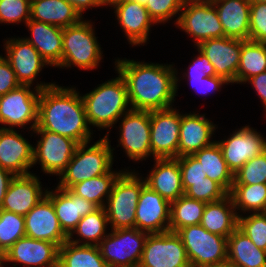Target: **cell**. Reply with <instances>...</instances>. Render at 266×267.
<instances>
[{
    "mask_svg": "<svg viewBox=\"0 0 266 267\" xmlns=\"http://www.w3.org/2000/svg\"><path fill=\"white\" fill-rule=\"evenodd\" d=\"M8 263V264H7ZM7 265H11L4 257L0 260V267H7Z\"/></svg>",
    "mask_w": 266,
    "mask_h": 267,
    "instance_id": "obj_55",
    "label": "cell"
},
{
    "mask_svg": "<svg viewBox=\"0 0 266 267\" xmlns=\"http://www.w3.org/2000/svg\"><path fill=\"white\" fill-rule=\"evenodd\" d=\"M193 156L201 164L206 176L219 183L230 193L233 186L234 174L224 160L218 143L215 141L213 144L195 152Z\"/></svg>",
    "mask_w": 266,
    "mask_h": 267,
    "instance_id": "obj_32",
    "label": "cell"
},
{
    "mask_svg": "<svg viewBox=\"0 0 266 267\" xmlns=\"http://www.w3.org/2000/svg\"><path fill=\"white\" fill-rule=\"evenodd\" d=\"M200 225L211 233L228 238L238 227V215L231 195L206 203Z\"/></svg>",
    "mask_w": 266,
    "mask_h": 267,
    "instance_id": "obj_30",
    "label": "cell"
},
{
    "mask_svg": "<svg viewBox=\"0 0 266 267\" xmlns=\"http://www.w3.org/2000/svg\"><path fill=\"white\" fill-rule=\"evenodd\" d=\"M31 133H36L40 138L34 144L33 167L39 163L43 173L60 176L73 157L79 143L43 129H34Z\"/></svg>",
    "mask_w": 266,
    "mask_h": 267,
    "instance_id": "obj_11",
    "label": "cell"
},
{
    "mask_svg": "<svg viewBox=\"0 0 266 267\" xmlns=\"http://www.w3.org/2000/svg\"><path fill=\"white\" fill-rule=\"evenodd\" d=\"M115 18L127 41L132 46H144L149 41L150 29L157 25L146 7L131 0H124L114 7ZM146 43V44H145Z\"/></svg>",
    "mask_w": 266,
    "mask_h": 267,
    "instance_id": "obj_24",
    "label": "cell"
},
{
    "mask_svg": "<svg viewBox=\"0 0 266 267\" xmlns=\"http://www.w3.org/2000/svg\"><path fill=\"white\" fill-rule=\"evenodd\" d=\"M14 176L15 175L9 170L0 167V206L3 203L8 186Z\"/></svg>",
    "mask_w": 266,
    "mask_h": 267,
    "instance_id": "obj_51",
    "label": "cell"
},
{
    "mask_svg": "<svg viewBox=\"0 0 266 267\" xmlns=\"http://www.w3.org/2000/svg\"><path fill=\"white\" fill-rule=\"evenodd\" d=\"M148 234L135 227L111 230L98 245L106 265L139 266Z\"/></svg>",
    "mask_w": 266,
    "mask_h": 267,
    "instance_id": "obj_8",
    "label": "cell"
},
{
    "mask_svg": "<svg viewBox=\"0 0 266 267\" xmlns=\"http://www.w3.org/2000/svg\"><path fill=\"white\" fill-rule=\"evenodd\" d=\"M229 194L238 216L246 212L248 214L264 213L266 209V183L233 184Z\"/></svg>",
    "mask_w": 266,
    "mask_h": 267,
    "instance_id": "obj_37",
    "label": "cell"
},
{
    "mask_svg": "<svg viewBox=\"0 0 266 267\" xmlns=\"http://www.w3.org/2000/svg\"><path fill=\"white\" fill-rule=\"evenodd\" d=\"M116 73L118 77L102 82L89 93L81 95L89 125L107 130L105 137H109L111 128L132 109L125 79L119 72Z\"/></svg>",
    "mask_w": 266,
    "mask_h": 267,
    "instance_id": "obj_3",
    "label": "cell"
},
{
    "mask_svg": "<svg viewBox=\"0 0 266 267\" xmlns=\"http://www.w3.org/2000/svg\"><path fill=\"white\" fill-rule=\"evenodd\" d=\"M31 0H0L1 24H26L30 20Z\"/></svg>",
    "mask_w": 266,
    "mask_h": 267,
    "instance_id": "obj_42",
    "label": "cell"
},
{
    "mask_svg": "<svg viewBox=\"0 0 266 267\" xmlns=\"http://www.w3.org/2000/svg\"><path fill=\"white\" fill-rule=\"evenodd\" d=\"M153 160V168L143 177L146 185L170 203L184 195L179 161L176 158Z\"/></svg>",
    "mask_w": 266,
    "mask_h": 267,
    "instance_id": "obj_26",
    "label": "cell"
},
{
    "mask_svg": "<svg viewBox=\"0 0 266 267\" xmlns=\"http://www.w3.org/2000/svg\"><path fill=\"white\" fill-rule=\"evenodd\" d=\"M177 107L150 111L151 157H178L181 112Z\"/></svg>",
    "mask_w": 266,
    "mask_h": 267,
    "instance_id": "obj_14",
    "label": "cell"
},
{
    "mask_svg": "<svg viewBox=\"0 0 266 267\" xmlns=\"http://www.w3.org/2000/svg\"><path fill=\"white\" fill-rule=\"evenodd\" d=\"M203 267H232V265L229 263L228 260H225V261L220 262V263H214V264L206 265Z\"/></svg>",
    "mask_w": 266,
    "mask_h": 267,
    "instance_id": "obj_54",
    "label": "cell"
},
{
    "mask_svg": "<svg viewBox=\"0 0 266 267\" xmlns=\"http://www.w3.org/2000/svg\"><path fill=\"white\" fill-rule=\"evenodd\" d=\"M122 1H124V0H98V2H99V6L100 7H104V6H110V7H114L116 4H118V3H121Z\"/></svg>",
    "mask_w": 266,
    "mask_h": 267,
    "instance_id": "obj_53",
    "label": "cell"
},
{
    "mask_svg": "<svg viewBox=\"0 0 266 267\" xmlns=\"http://www.w3.org/2000/svg\"><path fill=\"white\" fill-rule=\"evenodd\" d=\"M131 1H133V2H137V3H139L140 5L145 6L148 0H131Z\"/></svg>",
    "mask_w": 266,
    "mask_h": 267,
    "instance_id": "obj_56",
    "label": "cell"
},
{
    "mask_svg": "<svg viewBox=\"0 0 266 267\" xmlns=\"http://www.w3.org/2000/svg\"><path fill=\"white\" fill-rule=\"evenodd\" d=\"M20 85L9 61L0 54V96L18 88Z\"/></svg>",
    "mask_w": 266,
    "mask_h": 267,
    "instance_id": "obj_49",
    "label": "cell"
},
{
    "mask_svg": "<svg viewBox=\"0 0 266 267\" xmlns=\"http://www.w3.org/2000/svg\"><path fill=\"white\" fill-rule=\"evenodd\" d=\"M224 36L249 40L251 0H214Z\"/></svg>",
    "mask_w": 266,
    "mask_h": 267,
    "instance_id": "obj_28",
    "label": "cell"
},
{
    "mask_svg": "<svg viewBox=\"0 0 266 267\" xmlns=\"http://www.w3.org/2000/svg\"><path fill=\"white\" fill-rule=\"evenodd\" d=\"M26 236L24 216L0 209V252L3 254Z\"/></svg>",
    "mask_w": 266,
    "mask_h": 267,
    "instance_id": "obj_39",
    "label": "cell"
},
{
    "mask_svg": "<svg viewBox=\"0 0 266 267\" xmlns=\"http://www.w3.org/2000/svg\"><path fill=\"white\" fill-rule=\"evenodd\" d=\"M197 48L212 63L217 76L230 84H237L241 40L228 37L212 38L201 42Z\"/></svg>",
    "mask_w": 266,
    "mask_h": 267,
    "instance_id": "obj_18",
    "label": "cell"
},
{
    "mask_svg": "<svg viewBox=\"0 0 266 267\" xmlns=\"http://www.w3.org/2000/svg\"><path fill=\"white\" fill-rule=\"evenodd\" d=\"M25 27L30 31V37L25 39L37 49L51 67L57 68L62 60L63 28L33 19H30Z\"/></svg>",
    "mask_w": 266,
    "mask_h": 267,
    "instance_id": "obj_27",
    "label": "cell"
},
{
    "mask_svg": "<svg viewBox=\"0 0 266 267\" xmlns=\"http://www.w3.org/2000/svg\"><path fill=\"white\" fill-rule=\"evenodd\" d=\"M176 159L179 161L184 191L190 187V182L205 181L206 173L193 155H185Z\"/></svg>",
    "mask_w": 266,
    "mask_h": 267,
    "instance_id": "obj_47",
    "label": "cell"
},
{
    "mask_svg": "<svg viewBox=\"0 0 266 267\" xmlns=\"http://www.w3.org/2000/svg\"><path fill=\"white\" fill-rule=\"evenodd\" d=\"M26 236L55 243L60 247L68 241L62 230L52 201L45 195L25 216Z\"/></svg>",
    "mask_w": 266,
    "mask_h": 267,
    "instance_id": "obj_20",
    "label": "cell"
},
{
    "mask_svg": "<svg viewBox=\"0 0 266 267\" xmlns=\"http://www.w3.org/2000/svg\"><path fill=\"white\" fill-rule=\"evenodd\" d=\"M205 116L206 114H199L196 111L185 114L181 111L178 157L193 155L215 142L212 137L216 134L214 132L218 125Z\"/></svg>",
    "mask_w": 266,
    "mask_h": 267,
    "instance_id": "obj_23",
    "label": "cell"
},
{
    "mask_svg": "<svg viewBox=\"0 0 266 267\" xmlns=\"http://www.w3.org/2000/svg\"><path fill=\"white\" fill-rule=\"evenodd\" d=\"M110 137L103 136L94 144H79L65 170L58 177L57 187L70 189L76 183L104 175L113 169L114 151Z\"/></svg>",
    "mask_w": 266,
    "mask_h": 267,
    "instance_id": "obj_4",
    "label": "cell"
},
{
    "mask_svg": "<svg viewBox=\"0 0 266 267\" xmlns=\"http://www.w3.org/2000/svg\"><path fill=\"white\" fill-rule=\"evenodd\" d=\"M205 206V202L189 198L185 194L172 201L169 231L177 232L181 228L200 224Z\"/></svg>",
    "mask_w": 266,
    "mask_h": 267,
    "instance_id": "obj_38",
    "label": "cell"
},
{
    "mask_svg": "<svg viewBox=\"0 0 266 267\" xmlns=\"http://www.w3.org/2000/svg\"><path fill=\"white\" fill-rule=\"evenodd\" d=\"M170 204L145 184L136 207L135 228L149 234L169 231Z\"/></svg>",
    "mask_w": 266,
    "mask_h": 267,
    "instance_id": "obj_17",
    "label": "cell"
},
{
    "mask_svg": "<svg viewBox=\"0 0 266 267\" xmlns=\"http://www.w3.org/2000/svg\"><path fill=\"white\" fill-rule=\"evenodd\" d=\"M46 196L52 201L62 230L68 236L82 217L99 208L93 202L74 194L70 189H60L59 187L53 188V190L47 189Z\"/></svg>",
    "mask_w": 266,
    "mask_h": 267,
    "instance_id": "obj_25",
    "label": "cell"
},
{
    "mask_svg": "<svg viewBox=\"0 0 266 267\" xmlns=\"http://www.w3.org/2000/svg\"><path fill=\"white\" fill-rule=\"evenodd\" d=\"M266 72V43L241 40L237 84H246L251 78Z\"/></svg>",
    "mask_w": 266,
    "mask_h": 267,
    "instance_id": "obj_35",
    "label": "cell"
},
{
    "mask_svg": "<svg viewBox=\"0 0 266 267\" xmlns=\"http://www.w3.org/2000/svg\"><path fill=\"white\" fill-rule=\"evenodd\" d=\"M108 225L105 209L99 207L94 212L81 218L76 228L68 236V241L79 245L98 246L102 239L108 235ZM74 234H76V238Z\"/></svg>",
    "mask_w": 266,
    "mask_h": 267,
    "instance_id": "obj_33",
    "label": "cell"
},
{
    "mask_svg": "<svg viewBox=\"0 0 266 267\" xmlns=\"http://www.w3.org/2000/svg\"><path fill=\"white\" fill-rule=\"evenodd\" d=\"M227 260L232 267H266V251L237 227L227 238Z\"/></svg>",
    "mask_w": 266,
    "mask_h": 267,
    "instance_id": "obj_31",
    "label": "cell"
},
{
    "mask_svg": "<svg viewBox=\"0 0 266 267\" xmlns=\"http://www.w3.org/2000/svg\"><path fill=\"white\" fill-rule=\"evenodd\" d=\"M39 178L34 172L14 176L0 209L25 216L46 195L47 189Z\"/></svg>",
    "mask_w": 266,
    "mask_h": 267,
    "instance_id": "obj_22",
    "label": "cell"
},
{
    "mask_svg": "<svg viewBox=\"0 0 266 267\" xmlns=\"http://www.w3.org/2000/svg\"><path fill=\"white\" fill-rule=\"evenodd\" d=\"M266 183V151L246 162L235 174L233 184Z\"/></svg>",
    "mask_w": 266,
    "mask_h": 267,
    "instance_id": "obj_41",
    "label": "cell"
},
{
    "mask_svg": "<svg viewBox=\"0 0 266 267\" xmlns=\"http://www.w3.org/2000/svg\"><path fill=\"white\" fill-rule=\"evenodd\" d=\"M198 55L195 56L192 63H190L189 67H187L186 71L182 74L183 76H179L178 70L176 68V89L178 93L179 83L182 80H197L203 79L205 77L217 76L214 70L212 63L207 59L204 53H202L198 48ZM179 82V83H178Z\"/></svg>",
    "mask_w": 266,
    "mask_h": 267,
    "instance_id": "obj_45",
    "label": "cell"
},
{
    "mask_svg": "<svg viewBox=\"0 0 266 267\" xmlns=\"http://www.w3.org/2000/svg\"><path fill=\"white\" fill-rule=\"evenodd\" d=\"M4 257V254L0 252V260Z\"/></svg>",
    "mask_w": 266,
    "mask_h": 267,
    "instance_id": "obj_58",
    "label": "cell"
},
{
    "mask_svg": "<svg viewBox=\"0 0 266 267\" xmlns=\"http://www.w3.org/2000/svg\"><path fill=\"white\" fill-rule=\"evenodd\" d=\"M238 228L244 232L257 248L266 251V214L250 213L238 216Z\"/></svg>",
    "mask_w": 266,
    "mask_h": 267,
    "instance_id": "obj_40",
    "label": "cell"
},
{
    "mask_svg": "<svg viewBox=\"0 0 266 267\" xmlns=\"http://www.w3.org/2000/svg\"><path fill=\"white\" fill-rule=\"evenodd\" d=\"M190 266L203 267L227 260V237L214 234L200 224L179 229Z\"/></svg>",
    "mask_w": 266,
    "mask_h": 267,
    "instance_id": "obj_9",
    "label": "cell"
},
{
    "mask_svg": "<svg viewBox=\"0 0 266 267\" xmlns=\"http://www.w3.org/2000/svg\"><path fill=\"white\" fill-rule=\"evenodd\" d=\"M83 18L67 0H31L30 19L35 21L66 28Z\"/></svg>",
    "mask_w": 266,
    "mask_h": 267,
    "instance_id": "obj_29",
    "label": "cell"
},
{
    "mask_svg": "<svg viewBox=\"0 0 266 267\" xmlns=\"http://www.w3.org/2000/svg\"><path fill=\"white\" fill-rule=\"evenodd\" d=\"M3 45L6 53L4 57L9 61L21 85L33 86L42 69L50 66L24 37L7 38Z\"/></svg>",
    "mask_w": 266,
    "mask_h": 267,
    "instance_id": "obj_16",
    "label": "cell"
},
{
    "mask_svg": "<svg viewBox=\"0 0 266 267\" xmlns=\"http://www.w3.org/2000/svg\"><path fill=\"white\" fill-rule=\"evenodd\" d=\"M249 40L266 43V2L250 3Z\"/></svg>",
    "mask_w": 266,
    "mask_h": 267,
    "instance_id": "obj_46",
    "label": "cell"
},
{
    "mask_svg": "<svg viewBox=\"0 0 266 267\" xmlns=\"http://www.w3.org/2000/svg\"><path fill=\"white\" fill-rule=\"evenodd\" d=\"M58 250L55 243L24 236L4 253V258L13 267H58Z\"/></svg>",
    "mask_w": 266,
    "mask_h": 267,
    "instance_id": "obj_19",
    "label": "cell"
},
{
    "mask_svg": "<svg viewBox=\"0 0 266 267\" xmlns=\"http://www.w3.org/2000/svg\"><path fill=\"white\" fill-rule=\"evenodd\" d=\"M35 129H43L77 141L93 140L80 91L73 86L51 87L40 90L38 122Z\"/></svg>",
    "mask_w": 266,
    "mask_h": 267,
    "instance_id": "obj_2",
    "label": "cell"
},
{
    "mask_svg": "<svg viewBox=\"0 0 266 267\" xmlns=\"http://www.w3.org/2000/svg\"><path fill=\"white\" fill-rule=\"evenodd\" d=\"M18 131L0 128V167L15 176L31 174L33 168L34 145Z\"/></svg>",
    "mask_w": 266,
    "mask_h": 267,
    "instance_id": "obj_21",
    "label": "cell"
},
{
    "mask_svg": "<svg viewBox=\"0 0 266 267\" xmlns=\"http://www.w3.org/2000/svg\"><path fill=\"white\" fill-rule=\"evenodd\" d=\"M186 1L213 2L214 0H186Z\"/></svg>",
    "mask_w": 266,
    "mask_h": 267,
    "instance_id": "obj_57",
    "label": "cell"
},
{
    "mask_svg": "<svg viewBox=\"0 0 266 267\" xmlns=\"http://www.w3.org/2000/svg\"><path fill=\"white\" fill-rule=\"evenodd\" d=\"M78 12L83 16V13L86 12L87 9L91 8H99L98 0H67Z\"/></svg>",
    "mask_w": 266,
    "mask_h": 267,
    "instance_id": "obj_52",
    "label": "cell"
},
{
    "mask_svg": "<svg viewBox=\"0 0 266 267\" xmlns=\"http://www.w3.org/2000/svg\"><path fill=\"white\" fill-rule=\"evenodd\" d=\"M56 84L41 82L33 86L20 85L5 95L0 96V128L24 129L29 125V131H33L38 122V102L40 90ZM9 126V127H8Z\"/></svg>",
    "mask_w": 266,
    "mask_h": 267,
    "instance_id": "obj_7",
    "label": "cell"
},
{
    "mask_svg": "<svg viewBox=\"0 0 266 267\" xmlns=\"http://www.w3.org/2000/svg\"><path fill=\"white\" fill-rule=\"evenodd\" d=\"M119 122V139L129 160L146 161L151 157L150 111L133 110L126 112Z\"/></svg>",
    "mask_w": 266,
    "mask_h": 267,
    "instance_id": "obj_12",
    "label": "cell"
},
{
    "mask_svg": "<svg viewBox=\"0 0 266 267\" xmlns=\"http://www.w3.org/2000/svg\"><path fill=\"white\" fill-rule=\"evenodd\" d=\"M58 267H108L98 246L64 242L58 250Z\"/></svg>",
    "mask_w": 266,
    "mask_h": 267,
    "instance_id": "obj_34",
    "label": "cell"
},
{
    "mask_svg": "<svg viewBox=\"0 0 266 267\" xmlns=\"http://www.w3.org/2000/svg\"><path fill=\"white\" fill-rule=\"evenodd\" d=\"M139 175L128 167L115 181L104 206L111 230L135 227L139 195L146 184L143 176Z\"/></svg>",
    "mask_w": 266,
    "mask_h": 267,
    "instance_id": "obj_6",
    "label": "cell"
},
{
    "mask_svg": "<svg viewBox=\"0 0 266 267\" xmlns=\"http://www.w3.org/2000/svg\"><path fill=\"white\" fill-rule=\"evenodd\" d=\"M251 1H262V2H266V0H251Z\"/></svg>",
    "mask_w": 266,
    "mask_h": 267,
    "instance_id": "obj_59",
    "label": "cell"
},
{
    "mask_svg": "<svg viewBox=\"0 0 266 267\" xmlns=\"http://www.w3.org/2000/svg\"><path fill=\"white\" fill-rule=\"evenodd\" d=\"M84 19L63 28L62 60L58 68L78 67L88 71L97 69L102 62L103 51L96 37L94 22Z\"/></svg>",
    "mask_w": 266,
    "mask_h": 267,
    "instance_id": "obj_5",
    "label": "cell"
},
{
    "mask_svg": "<svg viewBox=\"0 0 266 267\" xmlns=\"http://www.w3.org/2000/svg\"><path fill=\"white\" fill-rule=\"evenodd\" d=\"M185 0H148L145 7L150 17L158 24H165L177 17L174 24L177 23L179 13ZM178 14V15H177Z\"/></svg>",
    "mask_w": 266,
    "mask_h": 267,
    "instance_id": "obj_44",
    "label": "cell"
},
{
    "mask_svg": "<svg viewBox=\"0 0 266 267\" xmlns=\"http://www.w3.org/2000/svg\"><path fill=\"white\" fill-rule=\"evenodd\" d=\"M182 239L176 232L148 234L139 267H189Z\"/></svg>",
    "mask_w": 266,
    "mask_h": 267,
    "instance_id": "obj_13",
    "label": "cell"
},
{
    "mask_svg": "<svg viewBox=\"0 0 266 267\" xmlns=\"http://www.w3.org/2000/svg\"><path fill=\"white\" fill-rule=\"evenodd\" d=\"M246 83L251 84L255 93H257L260 98V102H262L261 105L265 108L264 111L266 112V72L251 77Z\"/></svg>",
    "mask_w": 266,
    "mask_h": 267,
    "instance_id": "obj_50",
    "label": "cell"
},
{
    "mask_svg": "<svg viewBox=\"0 0 266 267\" xmlns=\"http://www.w3.org/2000/svg\"><path fill=\"white\" fill-rule=\"evenodd\" d=\"M125 170V168L119 171L112 169L104 175L76 183L70 190L74 194L93 202L98 207H104L115 181Z\"/></svg>",
    "mask_w": 266,
    "mask_h": 267,
    "instance_id": "obj_36",
    "label": "cell"
},
{
    "mask_svg": "<svg viewBox=\"0 0 266 267\" xmlns=\"http://www.w3.org/2000/svg\"><path fill=\"white\" fill-rule=\"evenodd\" d=\"M175 27L193 38L194 47L201 42L224 36V31L212 2L184 1Z\"/></svg>",
    "mask_w": 266,
    "mask_h": 267,
    "instance_id": "obj_10",
    "label": "cell"
},
{
    "mask_svg": "<svg viewBox=\"0 0 266 267\" xmlns=\"http://www.w3.org/2000/svg\"><path fill=\"white\" fill-rule=\"evenodd\" d=\"M191 88L196 94L208 95L209 93H215V91H221L223 85L230 84L221 76L205 77L197 80H187Z\"/></svg>",
    "mask_w": 266,
    "mask_h": 267,
    "instance_id": "obj_48",
    "label": "cell"
},
{
    "mask_svg": "<svg viewBox=\"0 0 266 267\" xmlns=\"http://www.w3.org/2000/svg\"><path fill=\"white\" fill-rule=\"evenodd\" d=\"M249 125L237 128L226 139L215 140L229 169L235 174L246 162L266 151V138Z\"/></svg>",
    "mask_w": 266,
    "mask_h": 267,
    "instance_id": "obj_15",
    "label": "cell"
},
{
    "mask_svg": "<svg viewBox=\"0 0 266 267\" xmlns=\"http://www.w3.org/2000/svg\"><path fill=\"white\" fill-rule=\"evenodd\" d=\"M115 71L125 79L133 110L155 111L174 106L176 68L174 64L147 63L117 58Z\"/></svg>",
    "mask_w": 266,
    "mask_h": 267,
    "instance_id": "obj_1",
    "label": "cell"
},
{
    "mask_svg": "<svg viewBox=\"0 0 266 267\" xmlns=\"http://www.w3.org/2000/svg\"><path fill=\"white\" fill-rule=\"evenodd\" d=\"M184 194L189 198L209 203L218 201L229 193L219 183L206 177L205 181L190 182V187Z\"/></svg>",
    "mask_w": 266,
    "mask_h": 267,
    "instance_id": "obj_43",
    "label": "cell"
}]
</instances>
